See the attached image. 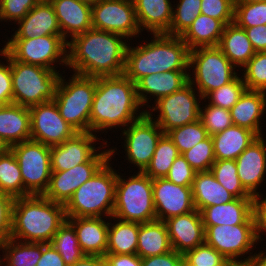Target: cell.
Instances as JSON below:
<instances>
[{"instance_id":"cell-1","label":"cell","mask_w":266,"mask_h":266,"mask_svg":"<svg viewBox=\"0 0 266 266\" xmlns=\"http://www.w3.org/2000/svg\"><path fill=\"white\" fill-rule=\"evenodd\" d=\"M126 41L122 35L91 28L68 41L66 68L95 78L122 75Z\"/></svg>"},{"instance_id":"cell-2","label":"cell","mask_w":266,"mask_h":266,"mask_svg":"<svg viewBox=\"0 0 266 266\" xmlns=\"http://www.w3.org/2000/svg\"><path fill=\"white\" fill-rule=\"evenodd\" d=\"M141 108L136 84L131 79L124 74L98 77L90 112V132L96 135L100 132L101 136L112 128L122 130L146 113Z\"/></svg>"},{"instance_id":"cell-3","label":"cell","mask_w":266,"mask_h":266,"mask_svg":"<svg viewBox=\"0 0 266 266\" xmlns=\"http://www.w3.org/2000/svg\"><path fill=\"white\" fill-rule=\"evenodd\" d=\"M151 38L143 44L139 42L136 47L128 42L123 73L127 78L136 84L153 73L190 71V49L180 36L153 34Z\"/></svg>"},{"instance_id":"cell-4","label":"cell","mask_w":266,"mask_h":266,"mask_svg":"<svg viewBox=\"0 0 266 266\" xmlns=\"http://www.w3.org/2000/svg\"><path fill=\"white\" fill-rule=\"evenodd\" d=\"M67 220L65 205L43 195L15 198L10 238L22 242L50 243Z\"/></svg>"},{"instance_id":"cell-5","label":"cell","mask_w":266,"mask_h":266,"mask_svg":"<svg viewBox=\"0 0 266 266\" xmlns=\"http://www.w3.org/2000/svg\"><path fill=\"white\" fill-rule=\"evenodd\" d=\"M110 159L74 192L65 205L66 218L113 216L117 171L111 166L117 148L110 147ZM116 152V153H115Z\"/></svg>"},{"instance_id":"cell-6","label":"cell","mask_w":266,"mask_h":266,"mask_svg":"<svg viewBox=\"0 0 266 266\" xmlns=\"http://www.w3.org/2000/svg\"><path fill=\"white\" fill-rule=\"evenodd\" d=\"M120 173L117 172L112 217L140 224L156 220L153 180L140 171L129 177Z\"/></svg>"},{"instance_id":"cell-7","label":"cell","mask_w":266,"mask_h":266,"mask_svg":"<svg viewBox=\"0 0 266 266\" xmlns=\"http://www.w3.org/2000/svg\"><path fill=\"white\" fill-rule=\"evenodd\" d=\"M60 76L54 102L64 120L77 132H90V112L96 78L73 73Z\"/></svg>"},{"instance_id":"cell-8","label":"cell","mask_w":266,"mask_h":266,"mask_svg":"<svg viewBox=\"0 0 266 266\" xmlns=\"http://www.w3.org/2000/svg\"><path fill=\"white\" fill-rule=\"evenodd\" d=\"M13 103L31 107L53 101L61 72L16 61L11 57Z\"/></svg>"},{"instance_id":"cell-9","label":"cell","mask_w":266,"mask_h":266,"mask_svg":"<svg viewBox=\"0 0 266 266\" xmlns=\"http://www.w3.org/2000/svg\"><path fill=\"white\" fill-rule=\"evenodd\" d=\"M189 82L203 99L211 92L231 82L238 69L218 46L197 47L189 54ZM237 71V72H236Z\"/></svg>"},{"instance_id":"cell-10","label":"cell","mask_w":266,"mask_h":266,"mask_svg":"<svg viewBox=\"0 0 266 266\" xmlns=\"http://www.w3.org/2000/svg\"><path fill=\"white\" fill-rule=\"evenodd\" d=\"M7 41H4L6 43L2 47L16 61L59 72L60 70H56L57 65L67 67L68 42L62 35L7 39Z\"/></svg>"},{"instance_id":"cell-11","label":"cell","mask_w":266,"mask_h":266,"mask_svg":"<svg viewBox=\"0 0 266 266\" xmlns=\"http://www.w3.org/2000/svg\"><path fill=\"white\" fill-rule=\"evenodd\" d=\"M201 103L202 95L188 82L180 90L153 103L146 113L166 134L174 128L199 120ZM153 112H157L158 115Z\"/></svg>"},{"instance_id":"cell-12","label":"cell","mask_w":266,"mask_h":266,"mask_svg":"<svg viewBox=\"0 0 266 266\" xmlns=\"http://www.w3.org/2000/svg\"><path fill=\"white\" fill-rule=\"evenodd\" d=\"M21 170L24 189L30 195H43L51 177V146L27 140L10 147Z\"/></svg>"},{"instance_id":"cell-13","label":"cell","mask_w":266,"mask_h":266,"mask_svg":"<svg viewBox=\"0 0 266 266\" xmlns=\"http://www.w3.org/2000/svg\"><path fill=\"white\" fill-rule=\"evenodd\" d=\"M204 228L205 243L222 254L230 263L251 262L257 255V252L253 254V250L260 243L256 236L255 224L204 226Z\"/></svg>"},{"instance_id":"cell-14","label":"cell","mask_w":266,"mask_h":266,"mask_svg":"<svg viewBox=\"0 0 266 266\" xmlns=\"http://www.w3.org/2000/svg\"><path fill=\"white\" fill-rule=\"evenodd\" d=\"M120 133L124 140L125 158L138 171L143 172L150 164L157 143L164 134L159 125L145 113L138 120L130 123Z\"/></svg>"},{"instance_id":"cell-15","label":"cell","mask_w":266,"mask_h":266,"mask_svg":"<svg viewBox=\"0 0 266 266\" xmlns=\"http://www.w3.org/2000/svg\"><path fill=\"white\" fill-rule=\"evenodd\" d=\"M109 145L106 143L105 149L99 150L88 162L66 171H52L49 186L43 196L55 203L66 205L78 187L89 180L110 159Z\"/></svg>"},{"instance_id":"cell-16","label":"cell","mask_w":266,"mask_h":266,"mask_svg":"<svg viewBox=\"0 0 266 266\" xmlns=\"http://www.w3.org/2000/svg\"><path fill=\"white\" fill-rule=\"evenodd\" d=\"M92 28L124 36L127 40L139 38V29L133 0H99L92 5ZM132 38V39H131Z\"/></svg>"},{"instance_id":"cell-17","label":"cell","mask_w":266,"mask_h":266,"mask_svg":"<svg viewBox=\"0 0 266 266\" xmlns=\"http://www.w3.org/2000/svg\"><path fill=\"white\" fill-rule=\"evenodd\" d=\"M29 110L31 140L54 146L62 144L77 133L60 115L54 101L33 105Z\"/></svg>"},{"instance_id":"cell-18","label":"cell","mask_w":266,"mask_h":266,"mask_svg":"<svg viewBox=\"0 0 266 266\" xmlns=\"http://www.w3.org/2000/svg\"><path fill=\"white\" fill-rule=\"evenodd\" d=\"M92 132H77L62 144L51 146L50 161L52 171H66L88 162L101 148H105V140ZM102 138V139H100ZM100 140L101 143L99 142ZM99 143H98V142ZM98 147L96 146L97 144ZM102 144V145H101Z\"/></svg>"},{"instance_id":"cell-19","label":"cell","mask_w":266,"mask_h":266,"mask_svg":"<svg viewBox=\"0 0 266 266\" xmlns=\"http://www.w3.org/2000/svg\"><path fill=\"white\" fill-rule=\"evenodd\" d=\"M153 201L159 221L195 210L191 186H180L167 178L153 179Z\"/></svg>"},{"instance_id":"cell-20","label":"cell","mask_w":266,"mask_h":266,"mask_svg":"<svg viewBox=\"0 0 266 266\" xmlns=\"http://www.w3.org/2000/svg\"><path fill=\"white\" fill-rule=\"evenodd\" d=\"M265 140L259 136L235 160L240 182L251 196L260 192L259 187L266 180Z\"/></svg>"},{"instance_id":"cell-21","label":"cell","mask_w":266,"mask_h":266,"mask_svg":"<svg viewBox=\"0 0 266 266\" xmlns=\"http://www.w3.org/2000/svg\"><path fill=\"white\" fill-rule=\"evenodd\" d=\"M172 248L181 254L205 243V228L201 212L174 216L165 221Z\"/></svg>"},{"instance_id":"cell-22","label":"cell","mask_w":266,"mask_h":266,"mask_svg":"<svg viewBox=\"0 0 266 266\" xmlns=\"http://www.w3.org/2000/svg\"><path fill=\"white\" fill-rule=\"evenodd\" d=\"M188 73L189 71H168L153 73L141 78L136 83V90L143 110L147 111V108L151 107L149 104L151 100L154 99L153 102H156L160 98L168 96L185 86L189 82Z\"/></svg>"},{"instance_id":"cell-23","label":"cell","mask_w":266,"mask_h":266,"mask_svg":"<svg viewBox=\"0 0 266 266\" xmlns=\"http://www.w3.org/2000/svg\"><path fill=\"white\" fill-rule=\"evenodd\" d=\"M11 38L31 39L37 36L62 35L61 29L50 2L39 1L18 23Z\"/></svg>"},{"instance_id":"cell-24","label":"cell","mask_w":266,"mask_h":266,"mask_svg":"<svg viewBox=\"0 0 266 266\" xmlns=\"http://www.w3.org/2000/svg\"><path fill=\"white\" fill-rule=\"evenodd\" d=\"M67 220L73 225L85 255L103 257L106 254L109 218L72 217Z\"/></svg>"},{"instance_id":"cell-25","label":"cell","mask_w":266,"mask_h":266,"mask_svg":"<svg viewBox=\"0 0 266 266\" xmlns=\"http://www.w3.org/2000/svg\"><path fill=\"white\" fill-rule=\"evenodd\" d=\"M50 3L67 42L92 28V6L78 0H51Z\"/></svg>"},{"instance_id":"cell-26","label":"cell","mask_w":266,"mask_h":266,"mask_svg":"<svg viewBox=\"0 0 266 266\" xmlns=\"http://www.w3.org/2000/svg\"><path fill=\"white\" fill-rule=\"evenodd\" d=\"M265 111L266 92L246 89L230 109V114L233 125L248 128L258 136H265L261 126Z\"/></svg>"},{"instance_id":"cell-27","label":"cell","mask_w":266,"mask_h":266,"mask_svg":"<svg viewBox=\"0 0 266 266\" xmlns=\"http://www.w3.org/2000/svg\"><path fill=\"white\" fill-rule=\"evenodd\" d=\"M204 226H223L254 224L252 198H235L234 200L201 211Z\"/></svg>"},{"instance_id":"cell-28","label":"cell","mask_w":266,"mask_h":266,"mask_svg":"<svg viewBox=\"0 0 266 266\" xmlns=\"http://www.w3.org/2000/svg\"><path fill=\"white\" fill-rule=\"evenodd\" d=\"M141 32L166 34L172 22L173 4L170 0H133Z\"/></svg>"},{"instance_id":"cell-29","label":"cell","mask_w":266,"mask_h":266,"mask_svg":"<svg viewBox=\"0 0 266 266\" xmlns=\"http://www.w3.org/2000/svg\"><path fill=\"white\" fill-rule=\"evenodd\" d=\"M31 123L29 107L15 103L6 104L0 109V138L10 147L30 140Z\"/></svg>"},{"instance_id":"cell-30","label":"cell","mask_w":266,"mask_h":266,"mask_svg":"<svg viewBox=\"0 0 266 266\" xmlns=\"http://www.w3.org/2000/svg\"><path fill=\"white\" fill-rule=\"evenodd\" d=\"M259 136L248 128L232 125L211 136L216 160L236 158Z\"/></svg>"},{"instance_id":"cell-31","label":"cell","mask_w":266,"mask_h":266,"mask_svg":"<svg viewBox=\"0 0 266 266\" xmlns=\"http://www.w3.org/2000/svg\"><path fill=\"white\" fill-rule=\"evenodd\" d=\"M191 188L195 209L200 212L205 207L228 203L236 198L216 180L211 171L196 172Z\"/></svg>"},{"instance_id":"cell-32","label":"cell","mask_w":266,"mask_h":266,"mask_svg":"<svg viewBox=\"0 0 266 266\" xmlns=\"http://www.w3.org/2000/svg\"><path fill=\"white\" fill-rule=\"evenodd\" d=\"M218 47L238 70L256 53L244 28L235 22L225 25Z\"/></svg>"},{"instance_id":"cell-33","label":"cell","mask_w":266,"mask_h":266,"mask_svg":"<svg viewBox=\"0 0 266 266\" xmlns=\"http://www.w3.org/2000/svg\"><path fill=\"white\" fill-rule=\"evenodd\" d=\"M172 249L164 221L139 223L137 255L140 258L166 254Z\"/></svg>"},{"instance_id":"cell-34","label":"cell","mask_w":266,"mask_h":266,"mask_svg":"<svg viewBox=\"0 0 266 266\" xmlns=\"http://www.w3.org/2000/svg\"><path fill=\"white\" fill-rule=\"evenodd\" d=\"M225 25L218 19L200 14L180 36L188 48L218 46Z\"/></svg>"},{"instance_id":"cell-35","label":"cell","mask_w":266,"mask_h":266,"mask_svg":"<svg viewBox=\"0 0 266 266\" xmlns=\"http://www.w3.org/2000/svg\"><path fill=\"white\" fill-rule=\"evenodd\" d=\"M138 234L139 223L110 217L106 254H137Z\"/></svg>"},{"instance_id":"cell-36","label":"cell","mask_w":266,"mask_h":266,"mask_svg":"<svg viewBox=\"0 0 266 266\" xmlns=\"http://www.w3.org/2000/svg\"><path fill=\"white\" fill-rule=\"evenodd\" d=\"M2 266H36L42 255V243L8 238L0 244Z\"/></svg>"},{"instance_id":"cell-37","label":"cell","mask_w":266,"mask_h":266,"mask_svg":"<svg viewBox=\"0 0 266 266\" xmlns=\"http://www.w3.org/2000/svg\"><path fill=\"white\" fill-rule=\"evenodd\" d=\"M0 193L14 198L30 196L24 189L21 170L11 150L0 156Z\"/></svg>"},{"instance_id":"cell-38","label":"cell","mask_w":266,"mask_h":266,"mask_svg":"<svg viewBox=\"0 0 266 266\" xmlns=\"http://www.w3.org/2000/svg\"><path fill=\"white\" fill-rule=\"evenodd\" d=\"M180 155L174 142L163 134L159 139L150 164L143 171L152 180L156 178H165L172 166L174 160Z\"/></svg>"},{"instance_id":"cell-39","label":"cell","mask_w":266,"mask_h":266,"mask_svg":"<svg viewBox=\"0 0 266 266\" xmlns=\"http://www.w3.org/2000/svg\"><path fill=\"white\" fill-rule=\"evenodd\" d=\"M49 244L58 251L67 266L73 265L85 256L79 246L74 227L68 220L59 227Z\"/></svg>"},{"instance_id":"cell-40","label":"cell","mask_w":266,"mask_h":266,"mask_svg":"<svg viewBox=\"0 0 266 266\" xmlns=\"http://www.w3.org/2000/svg\"><path fill=\"white\" fill-rule=\"evenodd\" d=\"M210 171L216 180L236 198H252L240 182L235 160H216Z\"/></svg>"},{"instance_id":"cell-41","label":"cell","mask_w":266,"mask_h":266,"mask_svg":"<svg viewBox=\"0 0 266 266\" xmlns=\"http://www.w3.org/2000/svg\"><path fill=\"white\" fill-rule=\"evenodd\" d=\"M174 3L172 10V22L169 31L170 36H181L201 14V0H179Z\"/></svg>"},{"instance_id":"cell-42","label":"cell","mask_w":266,"mask_h":266,"mask_svg":"<svg viewBox=\"0 0 266 266\" xmlns=\"http://www.w3.org/2000/svg\"><path fill=\"white\" fill-rule=\"evenodd\" d=\"M174 142L180 154L194 147L198 142L203 141L209 135L201 120L174 128L166 133Z\"/></svg>"},{"instance_id":"cell-43","label":"cell","mask_w":266,"mask_h":266,"mask_svg":"<svg viewBox=\"0 0 266 266\" xmlns=\"http://www.w3.org/2000/svg\"><path fill=\"white\" fill-rule=\"evenodd\" d=\"M246 90L242 76L238 74L231 82L211 91L203 100L208 104L230 110Z\"/></svg>"},{"instance_id":"cell-44","label":"cell","mask_w":266,"mask_h":266,"mask_svg":"<svg viewBox=\"0 0 266 266\" xmlns=\"http://www.w3.org/2000/svg\"><path fill=\"white\" fill-rule=\"evenodd\" d=\"M240 72L246 89L266 92V51L256 52Z\"/></svg>"},{"instance_id":"cell-45","label":"cell","mask_w":266,"mask_h":266,"mask_svg":"<svg viewBox=\"0 0 266 266\" xmlns=\"http://www.w3.org/2000/svg\"><path fill=\"white\" fill-rule=\"evenodd\" d=\"M234 22L244 29L266 24V1L235 2Z\"/></svg>"},{"instance_id":"cell-46","label":"cell","mask_w":266,"mask_h":266,"mask_svg":"<svg viewBox=\"0 0 266 266\" xmlns=\"http://www.w3.org/2000/svg\"><path fill=\"white\" fill-rule=\"evenodd\" d=\"M200 107V117L203 126L205 127L207 134L212 136L215 133L224 131L226 128L233 125L230 110L222 107L210 105L206 100Z\"/></svg>"},{"instance_id":"cell-47","label":"cell","mask_w":266,"mask_h":266,"mask_svg":"<svg viewBox=\"0 0 266 266\" xmlns=\"http://www.w3.org/2000/svg\"><path fill=\"white\" fill-rule=\"evenodd\" d=\"M182 155L196 172L210 171L216 161L211 136L198 142L194 147L183 152Z\"/></svg>"},{"instance_id":"cell-48","label":"cell","mask_w":266,"mask_h":266,"mask_svg":"<svg viewBox=\"0 0 266 266\" xmlns=\"http://www.w3.org/2000/svg\"><path fill=\"white\" fill-rule=\"evenodd\" d=\"M183 256L191 266H227L230 263L206 243L187 251Z\"/></svg>"},{"instance_id":"cell-49","label":"cell","mask_w":266,"mask_h":266,"mask_svg":"<svg viewBox=\"0 0 266 266\" xmlns=\"http://www.w3.org/2000/svg\"><path fill=\"white\" fill-rule=\"evenodd\" d=\"M235 0H201V14L220 20L224 25L234 22Z\"/></svg>"},{"instance_id":"cell-50","label":"cell","mask_w":266,"mask_h":266,"mask_svg":"<svg viewBox=\"0 0 266 266\" xmlns=\"http://www.w3.org/2000/svg\"><path fill=\"white\" fill-rule=\"evenodd\" d=\"M39 0H0V21L18 23Z\"/></svg>"},{"instance_id":"cell-51","label":"cell","mask_w":266,"mask_h":266,"mask_svg":"<svg viewBox=\"0 0 266 266\" xmlns=\"http://www.w3.org/2000/svg\"><path fill=\"white\" fill-rule=\"evenodd\" d=\"M196 171L180 154L170 167L168 175L165 177L174 184L180 186H192Z\"/></svg>"},{"instance_id":"cell-52","label":"cell","mask_w":266,"mask_h":266,"mask_svg":"<svg viewBox=\"0 0 266 266\" xmlns=\"http://www.w3.org/2000/svg\"><path fill=\"white\" fill-rule=\"evenodd\" d=\"M0 57L2 60L3 58L6 59V62L0 60V101L6 105L13 103L11 56L2 48L0 49Z\"/></svg>"},{"instance_id":"cell-53","label":"cell","mask_w":266,"mask_h":266,"mask_svg":"<svg viewBox=\"0 0 266 266\" xmlns=\"http://www.w3.org/2000/svg\"><path fill=\"white\" fill-rule=\"evenodd\" d=\"M14 200V197L0 193V244L10 238Z\"/></svg>"},{"instance_id":"cell-54","label":"cell","mask_w":266,"mask_h":266,"mask_svg":"<svg viewBox=\"0 0 266 266\" xmlns=\"http://www.w3.org/2000/svg\"><path fill=\"white\" fill-rule=\"evenodd\" d=\"M263 196L266 194L260 192L252 196V212L259 242L264 240L262 235L266 232V197Z\"/></svg>"},{"instance_id":"cell-55","label":"cell","mask_w":266,"mask_h":266,"mask_svg":"<svg viewBox=\"0 0 266 266\" xmlns=\"http://www.w3.org/2000/svg\"><path fill=\"white\" fill-rule=\"evenodd\" d=\"M184 256L174 249L166 254L141 258V266H182Z\"/></svg>"},{"instance_id":"cell-56","label":"cell","mask_w":266,"mask_h":266,"mask_svg":"<svg viewBox=\"0 0 266 266\" xmlns=\"http://www.w3.org/2000/svg\"><path fill=\"white\" fill-rule=\"evenodd\" d=\"M256 52L266 51V24L244 29Z\"/></svg>"},{"instance_id":"cell-57","label":"cell","mask_w":266,"mask_h":266,"mask_svg":"<svg viewBox=\"0 0 266 266\" xmlns=\"http://www.w3.org/2000/svg\"><path fill=\"white\" fill-rule=\"evenodd\" d=\"M36 266H67L61 255L51 244L42 243V255Z\"/></svg>"},{"instance_id":"cell-58","label":"cell","mask_w":266,"mask_h":266,"mask_svg":"<svg viewBox=\"0 0 266 266\" xmlns=\"http://www.w3.org/2000/svg\"><path fill=\"white\" fill-rule=\"evenodd\" d=\"M106 266H141V258L137 254H105Z\"/></svg>"},{"instance_id":"cell-59","label":"cell","mask_w":266,"mask_h":266,"mask_svg":"<svg viewBox=\"0 0 266 266\" xmlns=\"http://www.w3.org/2000/svg\"><path fill=\"white\" fill-rule=\"evenodd\" d=\"M69 266H106L104 257L85 255L73 265Z\"/></svg>"},{"instance_id":"cell-60","label":"cell","mask_w":266,"mask_h":266,"mask_svg":"<svg viewBox=\"0 0 266 266\" xmlns=\"http://www.w3.org/2000/svg\"><path fill=\"white\" fill-rule=\"evenodd\" d=\"M251 266H266V252L261 250L251 261Z\"/></svg>"},{"instance_id":"cell-61","label":"cell","mask_w":266,"mask_h":266,"mask_svg":"<svg viewBox=\"0 0 266 266\" xmlns=\"http://www.w3.org/2000/svg\"><path fill=\"white\" fill-rule=\"evenodd\" d=\"M10 150V145H8L3 139L0 138V156L6 154Z\"/></svg>"},{"instance_id":"cell-62","label":"cell","mask_w":266,"mask_h":266,"mask_svg":"<svg viewBox=\"0 0 266 266\" xmlns=\"http://www.w3.org/2000/svg\"><path fill=\"white\" fill-rule=\"evenodd\" d=\"M227 266H251V262H233L229 263Z\"/></svg>"},{"instance_id":"cell-63","label":"cell","mask_w":266,"mask_h":266,"mask_svg":"<svg viewBox=\"0 0 266 266\" xmlns=\"http://www.w3.org/2000/svg\"><path fill=\"white\" fill-rule=\"evenodd\" d=\"M78 1H81L83 3H86L90 6H92V5L96 4L99 0H78Z\"/></svg>"},{"instance_id":"cell-64","label":"cell","mask_w":266,"mask_h":266,"mask_svg":"<svg viewBox=\"0 0 266 266\" xmlns=\"http://www.w3.org/2000/svg\"><path fill=\"white\" fill-rule=\"evenodd\" d=\"M266 0H235V2H248V3H254V2H263Z\"/></svg>"},{"instance_id":"cell-65","label":"cell","mask_w":266,"mask_h":266,"mask_svg":"<svg viewBox=\"0 0 266 266\" xmlns=\"http://www.w3.org/2000/svg\"><path fill=\"white\" fill-rule=\"evenodd\" d=\"M182 266H191V265L184 259Z\"/></svg>"},{"instance_id":"cell-66","label":"cell","mask_w":266,"mask_h":266,"mask_svg":"<svg viewBox=\"0 0 266 266\" xmlns=\"http://www.w3.org/2000/svg\"><path fill=\"white\" fill-rule=\"evenodd\" d=\"M1 251V250H0ZM1 257H0V266H2V255H0Z\"/></svg>"},{"instance_id":"cell-67","label":"cell","mask_w":266,"mask_h":266,"mask_svg":"<svg viewBox=\"0 0 266 266\" xmlns=\"http://www.w3.org/2000/svg\"><path fill=\"white\" fill-rule=\"evenodd\" d=\"M4 106V104L0 101V109Z\"/></svg>"},{"instance_id":"cell-68","label":"cell","mask_w":266,"mask_h":266,"mask_svg":"<svg viewBox=\"0 0 266 266\" xmlns=\"http://www.w3.org/2000/svg\"><path fill=\"white\" fill-rule=\"evenodd\" d=\"M39 1H46V2H50L51 0H39Z\"/></svg>"}]
</instances>
